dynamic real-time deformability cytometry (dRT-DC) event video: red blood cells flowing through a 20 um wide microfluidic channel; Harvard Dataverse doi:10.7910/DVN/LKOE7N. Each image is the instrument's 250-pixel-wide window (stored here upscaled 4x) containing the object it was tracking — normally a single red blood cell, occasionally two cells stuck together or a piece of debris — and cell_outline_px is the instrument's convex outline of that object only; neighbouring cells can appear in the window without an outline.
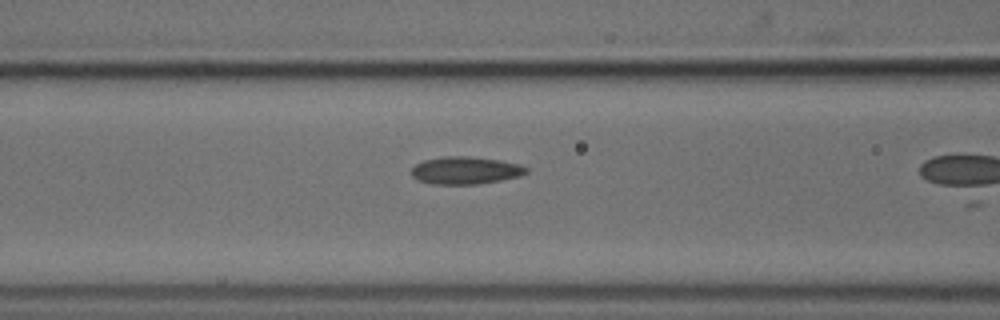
{"species": "common noctule bat (a hibernating species)", "species_latin": "Nyctalus noctula", "temperature_condition": "cold", "stored_images_in_passage": 6, "camera_frame_rate_fps": 3000, "um_per_image_px": 0.085, "animal": {"sex": "male", "body_mass_g": 18.8}, "frame": {"image": 1, "passage_image": 5, "time_ms": 1.333, "image_size_px": [1000, 320], "cell_outline_px": [[528, 172], [520, 176], [500, 180], [476, 184], [432, 184], [420, 180], [412, 176], [412, 168], [416, 164], [424, 160], [444, 156], [468, 156], [500, 160], [520, 164], [528, 168]], "centroid_in_image_um": [39.59, 14.48], "position_along_channel_um": 127.0, "area_um2": 18.32}}